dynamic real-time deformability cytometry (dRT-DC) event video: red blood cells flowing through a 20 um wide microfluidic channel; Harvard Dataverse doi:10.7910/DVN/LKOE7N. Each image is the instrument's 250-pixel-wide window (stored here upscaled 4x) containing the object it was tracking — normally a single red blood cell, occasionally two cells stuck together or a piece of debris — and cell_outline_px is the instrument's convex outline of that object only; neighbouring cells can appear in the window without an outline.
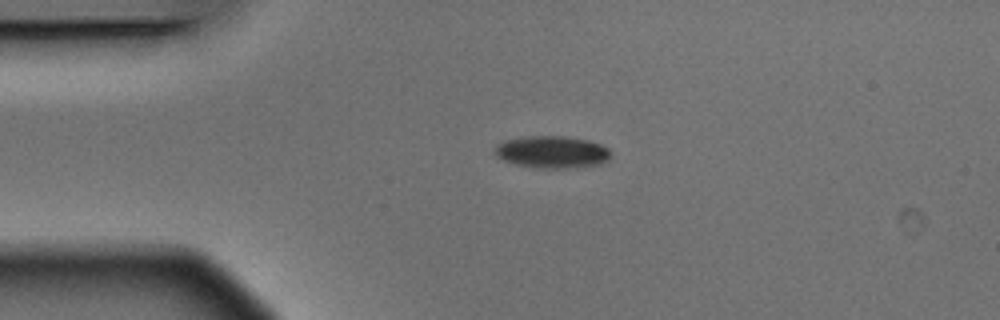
{"species": "Egyptian fruit bat (a non-hibernating species)", "species_latin": "Rousettus aegyptiacus", "temperature_condition": "warm", "stored_images_in_passage": 1, "camera_frame_rate_fps": 3000, "um_per_image_px": 0.085, "animal": {"sex": "male"}, "frame": {"image": 1, "passage_image": 1, "time_ms": 0.0, "image_size_px": [1000, 320], "cell_outline_px": [[612, 152], [608, 160], [600, 164], [576, 168], [536, 168], [516, 164], [504, 160], [496, 156], [492, 152], [500, 144], [508, 140], [532, 136], [564, 136], [588, 140], [600, 144], [608, 148]], "centroid_in_image_um": [46.98, 12.94], "position_along_channel_um": 38.0, "area_um2": 21.68}}